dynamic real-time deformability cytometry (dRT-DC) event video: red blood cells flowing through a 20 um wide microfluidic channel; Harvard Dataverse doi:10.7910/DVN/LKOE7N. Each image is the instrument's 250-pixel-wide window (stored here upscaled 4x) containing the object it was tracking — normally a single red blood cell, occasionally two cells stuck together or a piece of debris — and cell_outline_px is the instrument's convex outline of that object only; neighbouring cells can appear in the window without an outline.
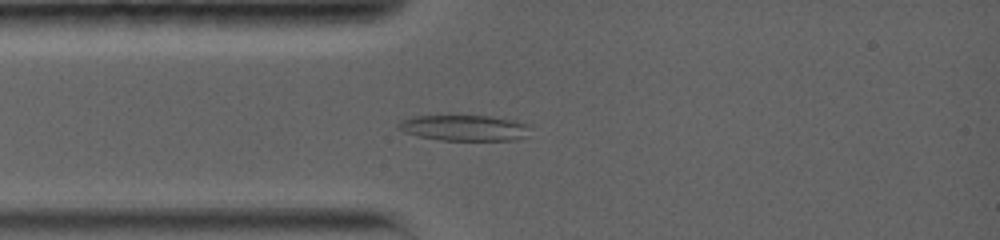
{"species": "common noctule bat (a hibernating species)", "species_latin": "Nyctalus noctula", "temperature_condition": "warm", "stored_images_in_passage": 37, "camera_frame_rate_fps": 5000, "um_per_image_px": 0.085, "animal": {"sex": "female", "body_mass_g": 19.0, "forearm_length_mm": 56.7}, "frame": {"image": 1, "passage_image": 3, "time_ms": 0.8, "image_size_px": [1000, 240], "cell_outline_px": [[528, 128], [524, 136], [516, 140], [440, 140], [420, 136], [404, 132], [396, 128], [396, 124], [400, 120], [416, 116], [492, 116], [516, 120], [528, 124]], "centroid_in_image_um": [39.43, 10.86], "position_along_channel_um": 45.6, "area_um2": 19.71}}
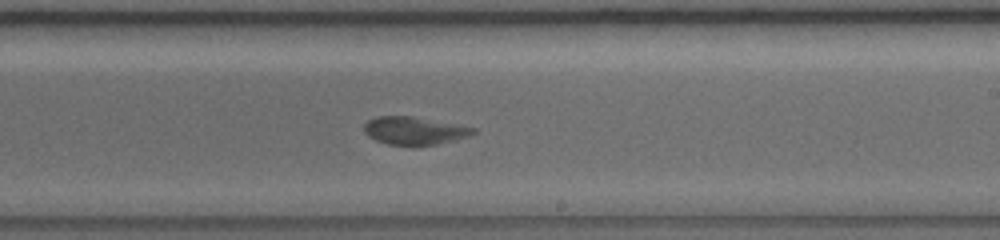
{"frame": {"image": 2, "passage_image": 19, "time_ms": 6.4, "image_size_px": [1000, 240], "cell_outline_px": [[476, 132], [468, 136], [456, 140], [436, 144], [388, 144], [376, 140], [368, 136], [364, 132], [364, 124], [368, 120], [376, 116], [412, 116], [476, 128]], "centroid_in_image_um": [35.2, 11.09], "position_along_channel_um": 253.8, "area_um2": 17.4}}
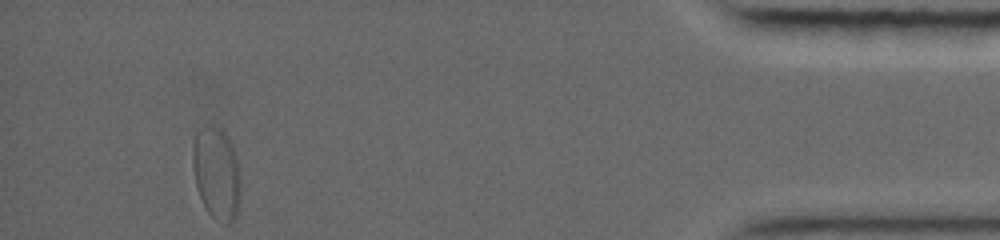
{"frame": {"image": 3, "passage_image": 37, "time_ms": 12.8, "image_size_px": [1000, 240], "cell_outline_px": [[240, 200], [236, 216], [228, 224], [224, 224], [212, 216], [208, 212], [200, 196], [196, 184], [192, 164], [192, 148], [196, 132], [200, 128], [220, 128], [232, 140], [236, 156], [240, 176]], "centroid_in_image_um": [18.42, 14.73], "position_along_channel_um": 416.8, "area_um2": 25.78}}